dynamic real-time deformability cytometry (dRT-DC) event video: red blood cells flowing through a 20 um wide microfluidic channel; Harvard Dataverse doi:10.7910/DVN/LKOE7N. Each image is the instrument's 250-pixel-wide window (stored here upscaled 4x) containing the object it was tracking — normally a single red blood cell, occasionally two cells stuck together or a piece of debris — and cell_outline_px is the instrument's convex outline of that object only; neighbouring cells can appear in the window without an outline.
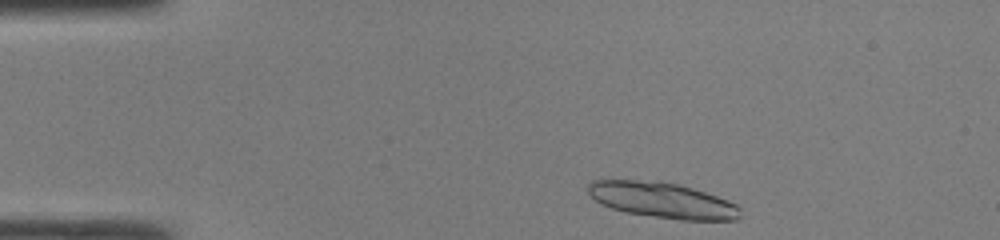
{"species": "common noctule bat (a hibernating species)", "species_latin": "Nyctalus noctula", "temperature_condition": "room temperature", "stored_images_in_passage": 32, "segment_of_instrument_passage": [1, 2], "camera_frame_rate_fps": 3000, "um_per_image_px": 0.085, "animal": {"sex": "male", "body_mass_g": 19.0, "forearm_length_mm": 50.8}, "frame": {"image": 1, "passage_image": 1, "time_ms": 0.0, "image_size_px": [1000, 240], "cell_outline_px": [[740, 216], [736, 220], [680, 220], [624, 212], [600, 204], [588, 192], [588, 184], [592, 180], [656, 180], [676, 184], [692, 188], [728, 200], [736, 204], [740, 208]], "centroid_in_image_um": [56.29, 17.02], "position_along_channel_um": 28.7, "area_um2": 31.56}}